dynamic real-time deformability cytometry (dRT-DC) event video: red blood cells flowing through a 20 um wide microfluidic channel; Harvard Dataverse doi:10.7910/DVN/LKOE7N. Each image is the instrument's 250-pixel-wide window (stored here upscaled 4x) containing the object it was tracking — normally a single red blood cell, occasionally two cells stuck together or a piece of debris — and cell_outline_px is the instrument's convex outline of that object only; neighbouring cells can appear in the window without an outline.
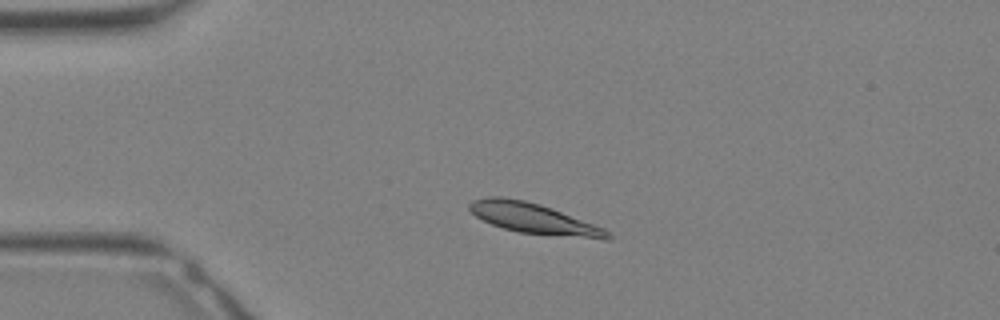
{"species": "Egyptian fruit bat (a non-hibernating species)", "species_latin": "Rousettus aegyptiacus", "temperature_condition": "warm", "stored_images_in_passage": 30, "camera_frame_rate_fps": 3000, "um_per_image_px": 0.085, "animal": {"sex": "female"}, "frame": {"image": 1, "passage_image": 5, "time_ms": 1.333, "image_size_px": [1000, 320], "cell_outline_px": [[612, 240], [604, 240], [520, 232], [504, 228], [492, 224], [476, 216], [468, 208], [468, 204], [472, 200], [488, 196], [500, 196], [524, 200], [540, 204], [552, 208], [604, 228], [612, 236]], "centroid_in_image_um": [45.38, 18.57], "position_along_channel_um": 39.6, "area_um2": 24.39}}
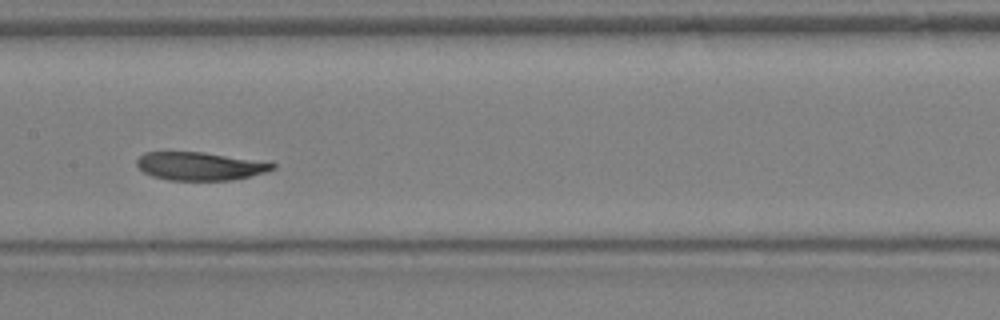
{"frame": {"image": 2, "passage_image": 14, "time_ms": 4.333, "image_size_px": [1000, 320], "cell_outline_px": [[276, 168], [268, 172], [232, 180], [168, 180], [152, 176], [144, 172], [136, 164], [136, 160], [144, 152], [204, 152], [272, 160], [276, 164]], "centroid_in_image_um": [17.13, 14.1], "position_along_channel_um": 190.3, "area_um2": 22.95}}
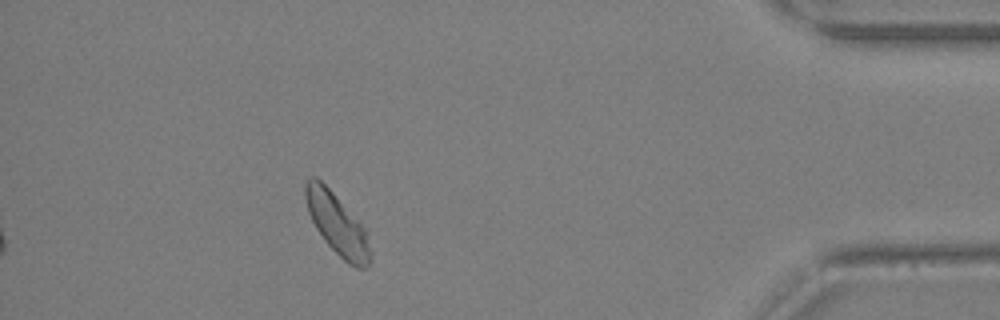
{"frame": {"image": 3, "passage_image": 27, "time_ms": 8.667, "image_size_px": [1000, 320], "cell_outline_px": [[372, 260], [368, 268], [356, 268], [348, 264], [324, 240], [316, 228], [308, 212], [304, 196], [304, 184], [308, 176], [316, 176], [332, 192], [368, 232], [372, 252]], "centroid_in_image_um": [28.68, 19.08], "position_along_channel_um": 406.5, "area_um2": 23.29}}